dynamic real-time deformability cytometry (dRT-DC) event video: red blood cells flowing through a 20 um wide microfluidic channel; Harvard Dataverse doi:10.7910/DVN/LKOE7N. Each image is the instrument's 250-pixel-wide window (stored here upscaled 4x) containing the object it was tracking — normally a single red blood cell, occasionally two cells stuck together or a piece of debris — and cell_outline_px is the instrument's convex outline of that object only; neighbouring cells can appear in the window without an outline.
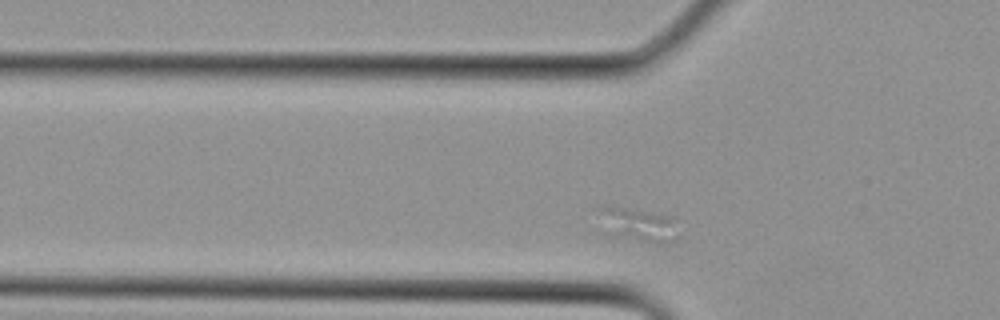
{"species": "Egyptian fruit bat (a non-hibernating species)", "species_latin": "Rousettus aegyptiacus", "temperature_condition": "cold", "stored_images_in_passage": 4, "segment_of_instrument_passage": [2, 2], "camera_frame_rate_fps": 3000, "um_per_image_px": 0.085, "animal": {"sex": "female"}, "frame": {"image": 1, "passage_image": 4, "time_ms": 1.0, "image_size_px": [1000, 320], "cell_outline_px": [[680, 236], [676, 240], [668, 244], [656, 244], [616, 236], [608, 212], [608, 208], [624, 208], [668, 216], [672, 220]], "centroid_in_image_um": [54.67, 19.22], "position_along_channel_um": 71.1, "area_um2": 13.41}}